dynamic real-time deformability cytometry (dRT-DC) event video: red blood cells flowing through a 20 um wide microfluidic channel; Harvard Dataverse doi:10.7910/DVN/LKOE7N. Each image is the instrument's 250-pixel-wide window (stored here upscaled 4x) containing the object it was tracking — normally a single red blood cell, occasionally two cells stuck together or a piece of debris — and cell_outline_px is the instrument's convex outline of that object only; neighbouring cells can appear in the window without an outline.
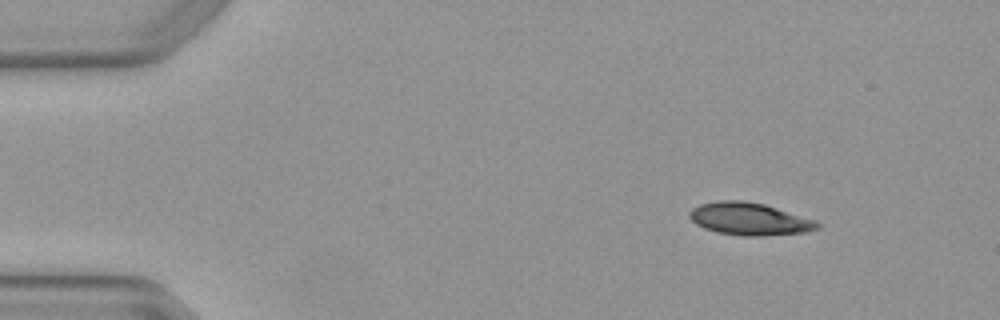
{"species": "Egyptian fruit bat (a non-hibernating species)", "species_latin": "Rousettus aegyptiacus", "temperature_condition": "warm", "stored_images_in_passage": 3, "camera_frame_rate_fps": 3000, "um_per_image_px": 0.085, "animal": {"sex": "female"}, "frame": {"image": 1, "passage_image": 1, "time_ms": 0.0, "image_size_px": [1000, 320], "cell_outline_px": [[820, 228], [804, 232], [764, 236], [744, 236], [716, 232], [704, 228], [696, 224], [688, 216], [688, 212], [692, 208], [700, 204], [716, 200], [744, 200], [764, 204], [816, 220], [820, 224]], "centroid_in_image_um": [63.68, 18.6], "position_along_channel_um": 21.3, "area_um2": 24.33}}